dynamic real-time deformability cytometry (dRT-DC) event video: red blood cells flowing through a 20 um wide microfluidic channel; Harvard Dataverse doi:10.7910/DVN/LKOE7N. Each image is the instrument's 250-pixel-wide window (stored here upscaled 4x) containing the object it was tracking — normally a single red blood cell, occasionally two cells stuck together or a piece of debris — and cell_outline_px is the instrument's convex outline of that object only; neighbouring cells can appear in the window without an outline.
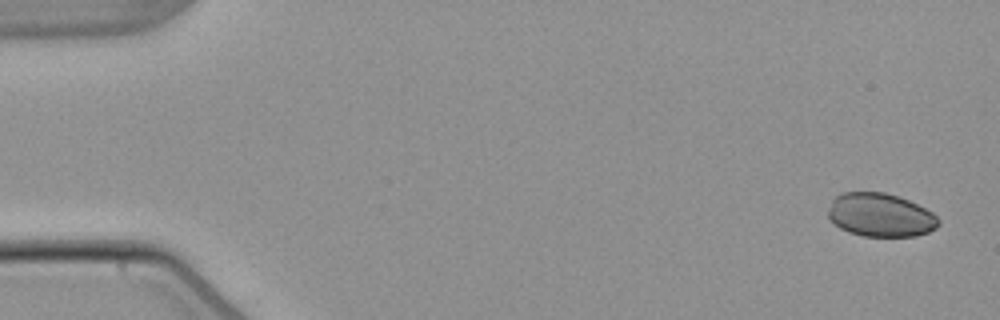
{"species": "common noctule bat (a hibernating species)", "species_latin": "Nyctalus noctula", "temperature_condition": "warm", "stored_images_in_passage": 5, "camera_frame_rate_fps": 3000, "um_per_image_px": 0.085, "animal": {"sex": "male", "body_mass_g": 21.5, "forearm_length_mm": 52.0}, "frame": {"image": 1, "passage_image": 1, "time_ms": 0.0, "image_size_px": [1000, 320], "cell_outline_px": [[940, 224], [936, 228], [928, 232], [916, 236], [864, 236], [848, 232], [840, 228], [828, 216], [828, 208], [832, 200], [836, 196], [844, 192], [884, 192], [908, 200], [932, 212], [940, 220]], "centroid_in_image_um": [74.84, 18.28], "position_along_channel_um": 10.2, "area_um2": 27.86}}
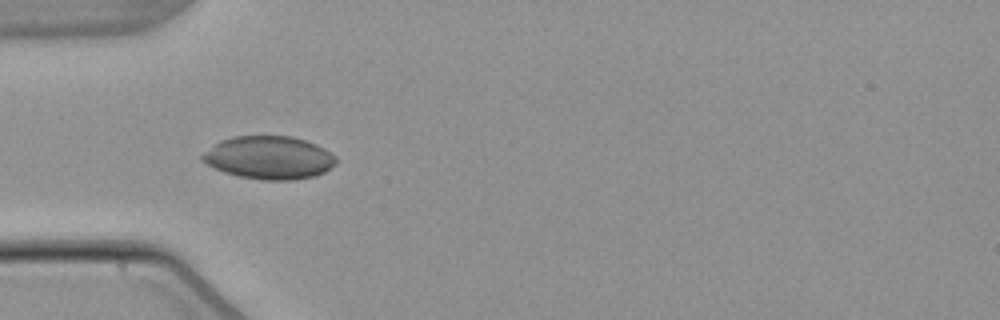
{"frame": {"image": 2, "passage_image": 4, "time_ms": 5.0, "image_size_px": [1000, 320], "cell_outline_px": [[336, 164], [324, 172], [316, 176], [292, 180], [260, 180], [240, 176], [224, 172], [200, 160], [200, 156], [204, 152], [220, 140], [232, 136], [292, 136], [316, 144], [324, 148], [336, 156]], "centroid_in_image_um": [22.88, 13.4], "position_along_channel_um": 62.1, "area_um2": 33.58}}